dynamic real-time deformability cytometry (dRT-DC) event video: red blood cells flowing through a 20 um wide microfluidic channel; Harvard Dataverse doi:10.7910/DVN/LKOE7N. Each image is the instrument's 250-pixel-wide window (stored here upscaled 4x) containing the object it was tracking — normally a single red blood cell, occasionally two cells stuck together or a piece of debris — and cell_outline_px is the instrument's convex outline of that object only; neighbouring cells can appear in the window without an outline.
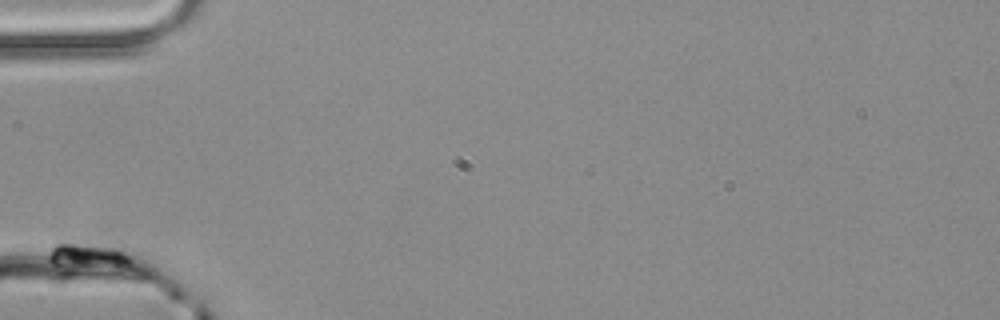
{"species": "common noctule bat (a hibernating species)", "species_latin": "Nyctalus noctula", "temperature_condition": "room temperature", "stored_images_in_passage": 7, "camera_frame_rate_fps": 3000, "um_per_image_px": 0.085, "animal": {"sex": "male", "body_mass_g": 20.4}, "frame": {"image": 1, "passage_image": 1, "time_ms": 0.0, "image_size_px": [1000, 320], "cell_outline_px": [[132, 264], [72, 272], [60, 272], [48, 260], [48, 256], [52, 248], [60, 236], [100, 232], [112, 232], [124, 236], [132, 260]], "centroid_in_image_um": [7.62, 21.42], "position_along_channel_um": 77.4, "area_um2": 19.19}}
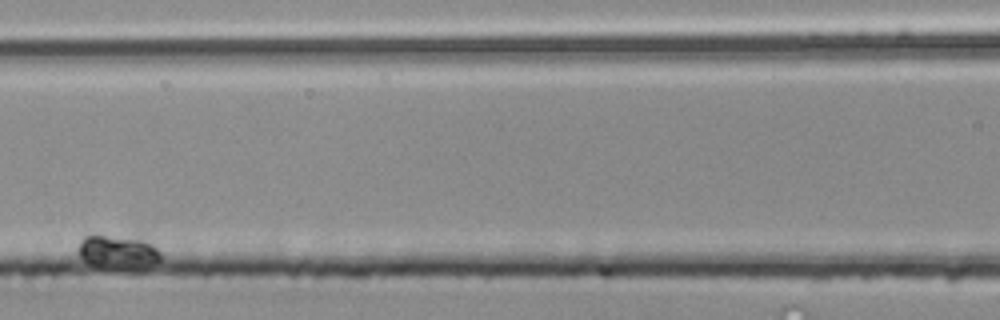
{"frame": {"image": 2, "passage_image": 5, "time_ms": 1.333, "image_size_px": [1000, 320], "cell_outline_px": [[160, 260], [136, 272], [112, 268], [92, 264], [84, 260], [76, 252], [76, 248], [80, 240], [88, 232], [96, 232], [144, 240], [152, 244], [160, 252]], "centroid_in_image_um": [9.97, 21.4], "position_along_channel_um": 156.6, "area_um2": 17.05}}
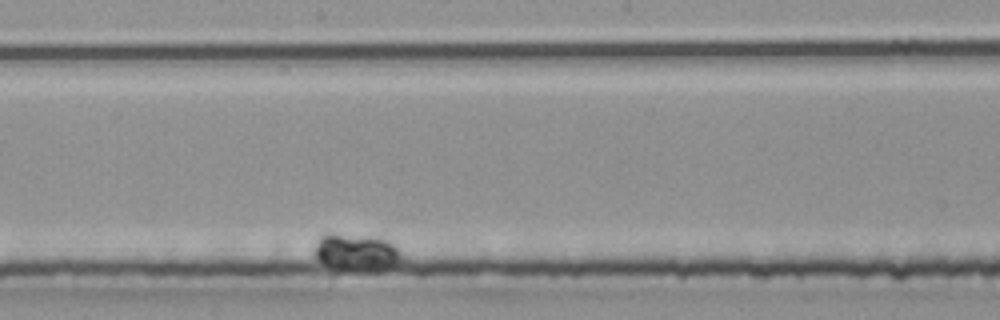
{"frame": {"image": 3, "passage_image": 7, "time_ms": 2.0, "image_size_px": [1000, 320], "cell_outline_px": [[400, 260], [392, 264], [372, 272], [336, 268], [324, 264], [312, 252], [316, 240], [324, 232], [332, 232], [376, 236], [392, 244], [400, 252]], "centroid_in_image_um": [30.18, 21.39], "position_along_channel_um": 218.0, "area_um2": 18.9}}